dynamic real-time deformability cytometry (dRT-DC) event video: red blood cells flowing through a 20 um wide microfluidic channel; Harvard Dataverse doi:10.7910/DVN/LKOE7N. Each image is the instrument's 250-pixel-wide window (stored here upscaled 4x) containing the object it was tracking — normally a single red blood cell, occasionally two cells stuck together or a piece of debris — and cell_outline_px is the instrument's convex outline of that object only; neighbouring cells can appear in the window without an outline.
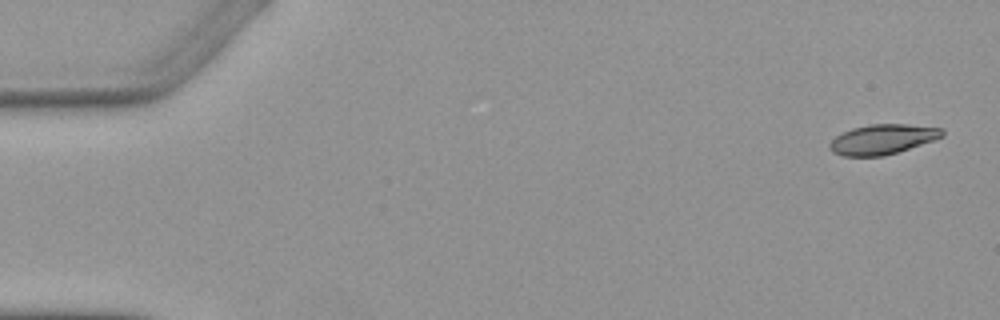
{"species": "Egyptian fruit bat (a non-hibernating species)", "species_latin": "Rousettus aegyptiacus", "temperature_condition": "warm", "stored_images_in_passage": 5, "camera_frame_rate_fps": 3000, "um_per_image_px": 0.085, "animal": {"sex": "female"}, "frame": {"image": 1, "passage_image": 1, "time_ms": 0.0, "image_size_px": [1000, 320], "cell_outline_px": [[944, 136], [884, 156], [844, 156], [832, 152], [828, 148], [828, 144], [836, 136], [852, 128], [872, 124], [904, 124], [944, 128]], "centroid_in_image_um": [74.99, 11.84], "position_along_channel_um": 10.0, "area_um2": 19.42}}
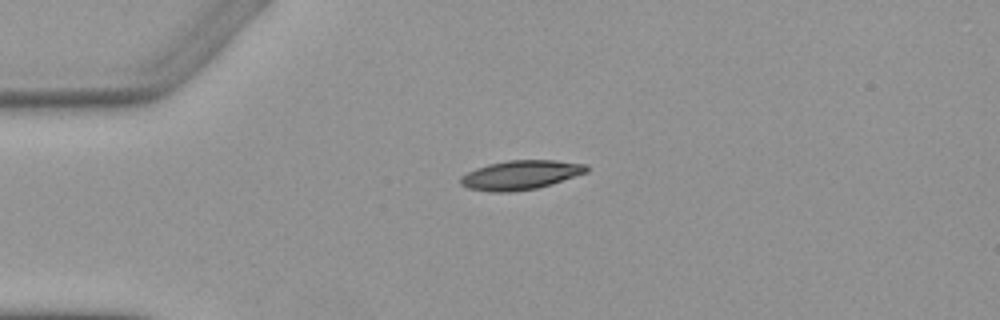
{"frame": {"image": 2, "passage_image": 4, "time_ms": 3.667, "image_size_px": [1000, 320], "cell_outline_px": [[588, 172], [552, 184], [536, 188], [512, 192], [488, 192], [468, 188], [460, 184], [460, 176], [476, 168], [488, 164], [508, 160], [556, 160], [588, 164]], "centroid_in_image_um": [44.25, 14.87], "position_along_channel_um": 40.7, "area_um2": 21.62}}